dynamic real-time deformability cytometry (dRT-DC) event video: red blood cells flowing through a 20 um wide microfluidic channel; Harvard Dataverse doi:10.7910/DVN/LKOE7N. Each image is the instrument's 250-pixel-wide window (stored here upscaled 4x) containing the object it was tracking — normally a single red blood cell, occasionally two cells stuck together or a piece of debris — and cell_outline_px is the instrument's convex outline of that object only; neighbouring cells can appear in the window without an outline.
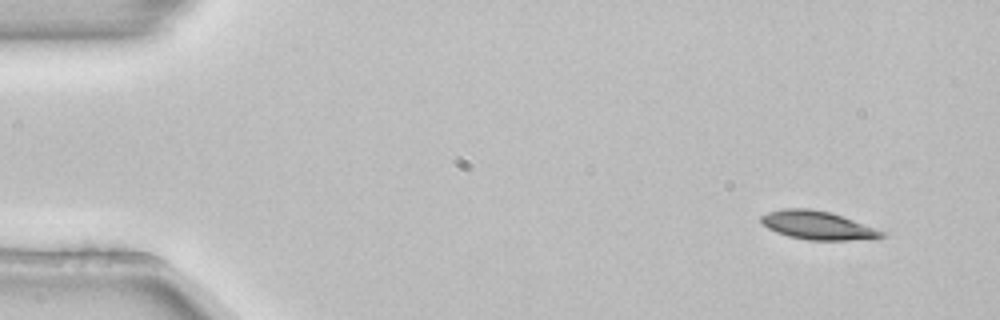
{"species": "common noctule bat (a hibernating species)", "species_latin": "Nyctalus noctula", "temperature_condition": "room temperature", "stored_images_in_passage": 4, "camera_frame_rate_fps": 3000, "um_per_image_px": 0.085, "animal": {"sex": "female", "body_mass_g": 22.7, "forearm_length_mm": 54.2}, "frame": {"image": 1, "passage_image": 1, "time_ms": 0.0, "image_size_px": [1000, 320], "cell_outline_px": [[888, 236], [872, 240], [808, 240], [788, 236], [776, 232], [768, 228], [760, 220], [760, 216], [768, 212], [784, 208], [808, 208], [832, 212], [888, 232]], "centroid_in_image_um": [69.6, 19.16], "position_along_channel_um": 15.4, "area_um2": 20.46}}
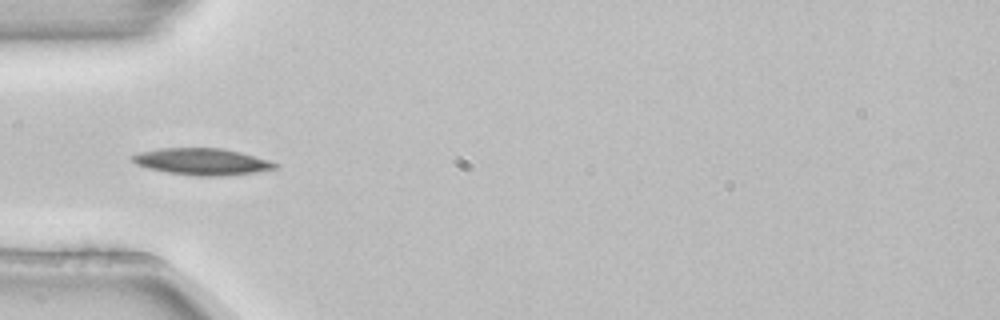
{"frame": {"image": 2, "passage_image": 4, "time_ms": 1.0, "image_size_px": [1000, 320], "cell_outline_px": [[280, 164], [276, 168], [256, 172], [224, 176], [196, 176], [168, 172], [148, 168], [136, 164], [128, 156], [140, 152], [160, 148], [220, 148], [240, 152], [268, 160]], "centroid_in_image_um": [17.16, 13.74], "position_along_channel_um": 67.8, "area_um2": 22.14}}